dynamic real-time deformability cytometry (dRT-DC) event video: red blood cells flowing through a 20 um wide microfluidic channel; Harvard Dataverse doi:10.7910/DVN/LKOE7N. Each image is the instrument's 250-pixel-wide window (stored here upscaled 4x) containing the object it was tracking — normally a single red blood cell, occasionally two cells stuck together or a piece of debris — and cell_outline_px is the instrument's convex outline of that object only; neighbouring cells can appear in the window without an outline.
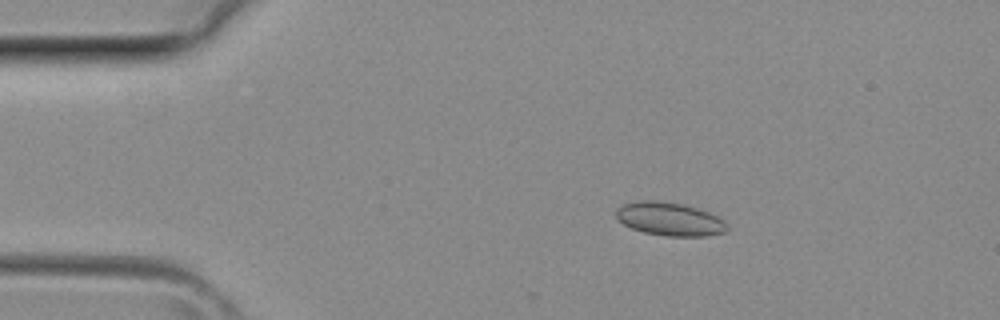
{"species": "common noctule bat (a hibernating species)", "species_latin": "Nyctalus noctula", "temperature_condition": "room temperature", "stored_images_in_passage": 32, "camera_frame_rate_fps": 3000, "um_per_image_px": 0.085, "animal": {"sex": "female", "body_mass_g": 29.2, "forearm_length_mm": 56.3}, "frame": {"image": 1, "passage_image": 6, "time_ms": 1.667, "image_size_px": [1000, 320], "cell_outline_px": [[728, 228], [724, 232], [708, 236], [668, 236], [644, 232], [632, 228], [624, 224], [616, 216], [616, 208], [624, 204], [644, 200], [656, 200], [684, 204], [708, 212], [724, 220], [728, 224]], "centroid_in_image_um": [56.94, 18.62], "position_along_channel_um": 28.1, "area_um2": 21.44}}
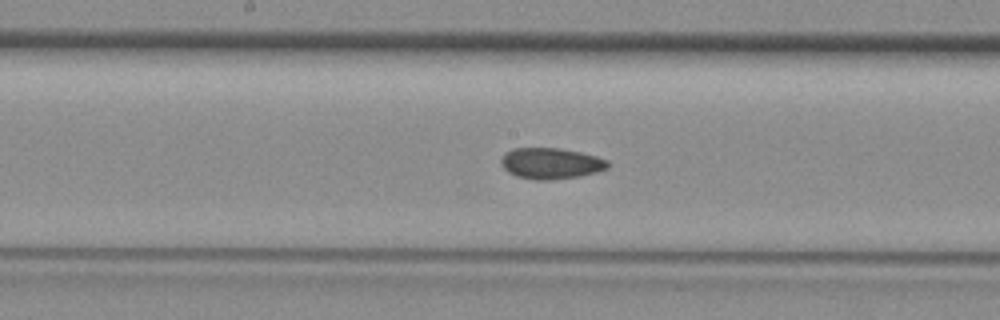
{"frame": {"image": 2, "passage_image": 19, "time_ms": 6.0, "image_size_px": [1000, 320], "cell_outline_px": [[608, 168], [596, 172], [580, 176], [552, 180], [532, 180], [516, 176], [508, 172], [500, 164], [500, 160], [504, 152], [512, 148], [560, 148], [580, 152], [596, 156], [608, 160]], "centroid_in_image_um": [46.79, 13.89], "position_along_channel_um": 201.4, "area_um2": 19.54}}
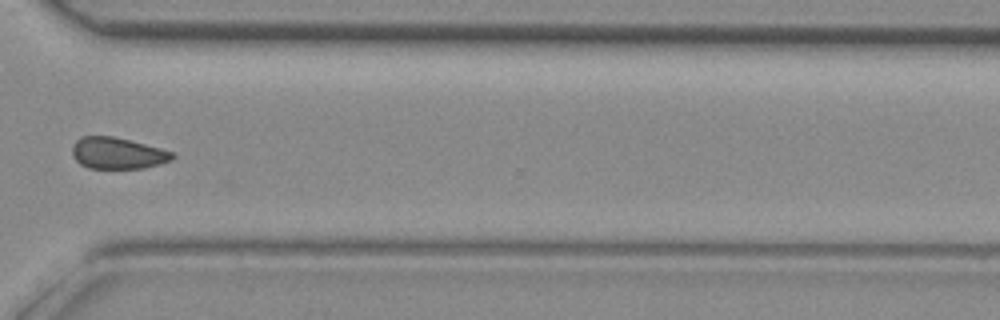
{"frame": {"image": 3, "passage_image": 28, "time_ms": 9.0, "image_size_px": [1000, 320], "cell_outline_px": [[176, 156], [172, 160], [144, 168], [88, 168], [80, 164], [72, 156], [72, 144], [80, 136], [112, 136], [160, 148], [172, 152]], "centroid_in_image_um": [9.96, 13.02], "position_along_channel_um": 360.6, "area_um2": 18.32}}